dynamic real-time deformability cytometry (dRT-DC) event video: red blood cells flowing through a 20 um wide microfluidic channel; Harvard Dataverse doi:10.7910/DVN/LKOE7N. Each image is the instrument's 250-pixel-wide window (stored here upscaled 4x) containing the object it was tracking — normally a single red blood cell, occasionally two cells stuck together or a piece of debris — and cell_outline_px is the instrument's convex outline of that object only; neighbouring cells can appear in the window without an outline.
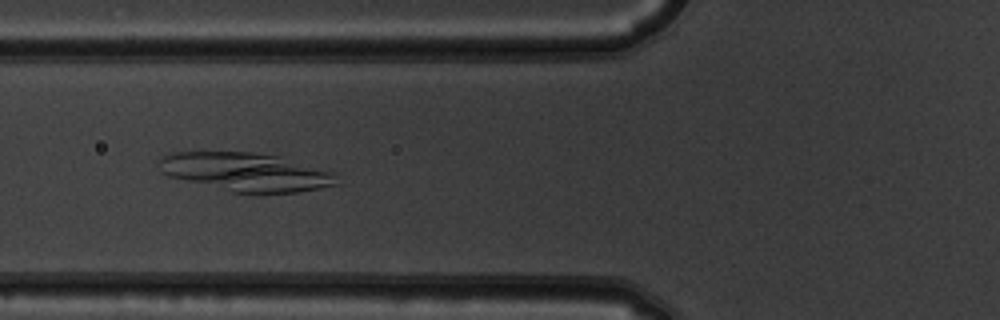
{"species": "common noctule bat (a hibernating species)", "species_latin": "Nyctalus noctula", "temperature_condition": "warm", "stored_images_in_passage": 9, "camera_frame_rate_fps": 3000, "um_per_image_px": 0.085, "animal": {"sex": "male", "body_mass_g": 19.5, "forearm_length_mm": 54.6}, "frame": {"image": 1, "passage_image": 6, "time_ms": 1.667, "image_size_px": [1000, 320], "cell_outline_px": [[340, 184], [320, 188], [296, 192], [232, 192], [168, 176], [160, 172], [156, 160], [172, 152], [252, 152], [276, 156], [336, 172]], "centroid_in_image_um": [20.88, 14.61], "position_along_channel_um": 104.9, "area_um2": 39.71}}
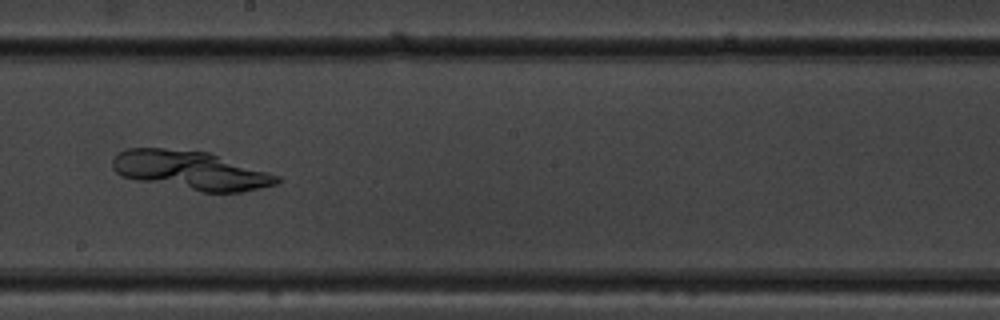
{"frame": {"image": 2, "passage_image": 9, "time_ms": 2.667, "image_size_px": [1000, 320], "cell_outline_px": [[280, 180], [276, 184], [240, 192], [200, 192], [136, 180], [124, 176], [116, 172], [112, 168], [112, 160], [124, 148], [164, 148], [208, 152], [280, 176]], "centroid_in_image_um": [16.18, 14.48], "position_along_channel_um": 232.0, "area_um2": 36.93}}